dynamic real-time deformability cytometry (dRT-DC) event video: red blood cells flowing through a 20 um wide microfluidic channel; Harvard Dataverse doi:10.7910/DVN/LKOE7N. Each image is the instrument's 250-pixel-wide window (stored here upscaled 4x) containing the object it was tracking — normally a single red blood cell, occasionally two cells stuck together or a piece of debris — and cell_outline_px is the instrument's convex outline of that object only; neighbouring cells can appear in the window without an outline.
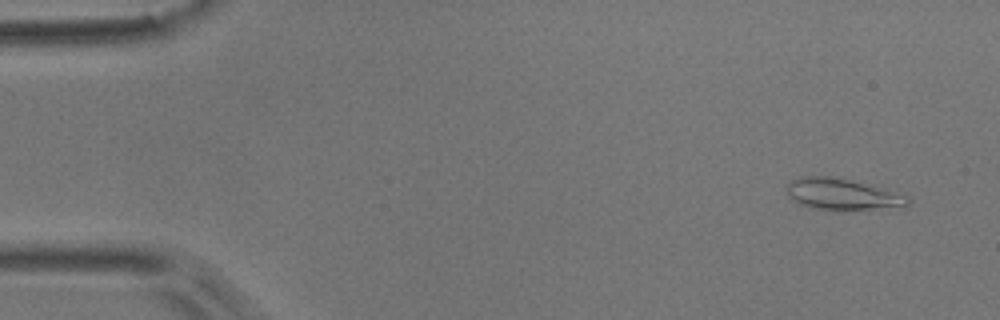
{"species": "common noctule bat (a hibernating species)", "species_latin": "Nyctalus noctula", "temperature_condition": "room temperature", "stored_images_in_passage": 6, "camera_frame_rate_fps": 3000, "um_per_image_px": 0.085, "animal": {"sex": "male", "body_mass_g": 17.9}, "frame": {"image": 1, "passage_image": 1, "time_ms": 0.0, "image_size_px": [1000, 320], "cell_outline_px": [[908, 204], [836, 212], [812, 208], [796, 204], [788, 196], [784, 188], [792, 180], [800, 176], [832, 176], [872, 184], [908, 196]], "centroid_in_image_um": [71.46, 16.5], "position_along_channel_um": 13.5, "area_um2": 22.48}}
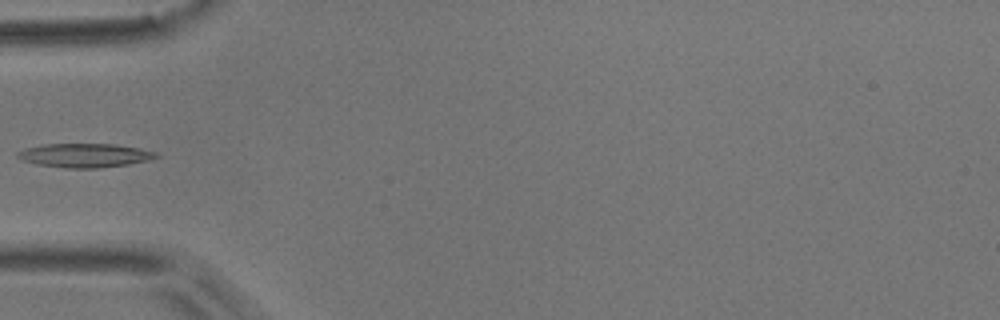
{"frame": {"image": 2, "passage_image": 5, "time_ms": 1.333, "image_size_px": [1000, 320], "cell_outline_px": [[160, 156], [148, 160], [128, 164], [100, 168], [64, 168], [36, 164], [20, 160], [16, 156], [16, 152], [24, 148], [44, 144], [116, 144], [140, 148], [156, 152]], "centroid_in_image_um": [7.17, 13.21], "position_along_channel_um": 77.8, "area_um2": 19.48}}
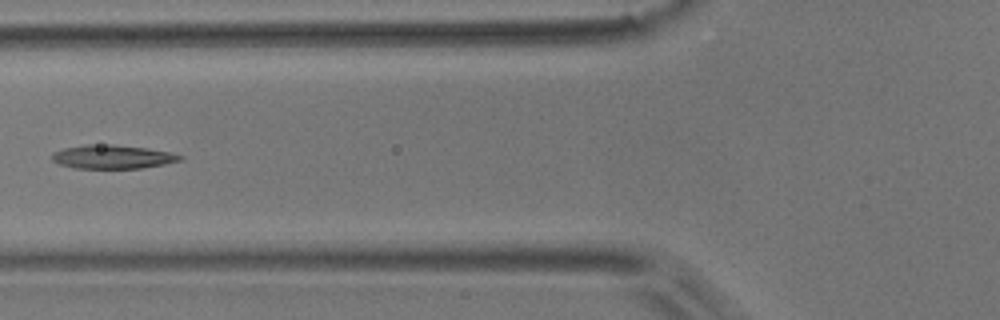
{"frame": {"image": 3, "passage_image": 6, "time_ms": 1.667, "image_size_px": [1000, 320], "cell_outline_px": [[184, 160], [164, 164], [140, 168], [76, 168], [60, 164], [52, 160], [52, 152], [64, 148], [88, 144], [112, 144], [148, 148], [168, 152], [184, 156]], "centroid_in_image_um": [9.58, 13.32], "position_along_channel_um": 116.2, "area_um2": 17.69}}